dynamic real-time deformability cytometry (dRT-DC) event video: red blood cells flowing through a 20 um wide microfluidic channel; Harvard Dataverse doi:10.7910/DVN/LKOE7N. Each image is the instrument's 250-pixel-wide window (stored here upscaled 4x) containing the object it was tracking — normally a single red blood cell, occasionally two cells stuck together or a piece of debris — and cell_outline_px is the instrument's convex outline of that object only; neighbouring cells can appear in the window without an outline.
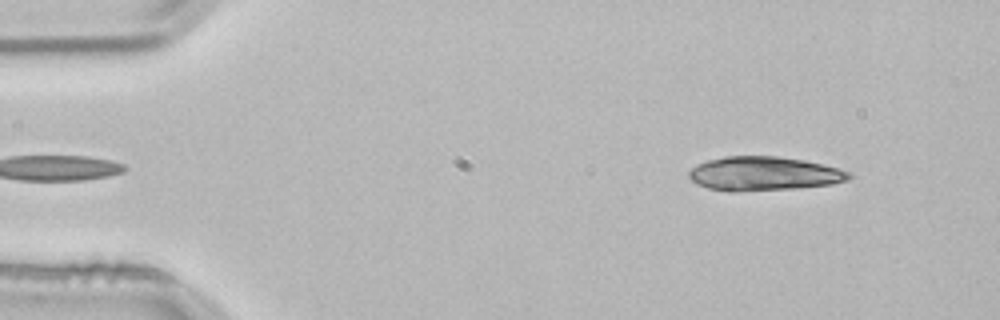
{"species": "common noctule bat (a hibernating species)", "species_latin": "Nyctalus noctula", "temperature_condition": "room temperature", "stored_images_in_passage": 19, "camera_frame_rate_fps": 3000, "um_per_image_px": 0.085, "animal": {"sex": "male", "body_mass_g": 21.5, "forearm_length_mm": 52.0}, "frame": {"image": 1, "passage_image": 1, "time_ms": 0.0, "image_size_px": [1000, 320], "cell_outline_px": [[852, 176], [848, 180], [832, 184], [796, 188], [736, 192], [724, 192], [708, 188], [696, 184], [688, 176], [688, 172], [696, 164], [708, 160], [724, 156], [776, 156], [804, 160], [836, 168], [848, 172]], "centroid_in_image_um": [64.86, 14.77], "position_along_channel_um": 20.1, "area_um2": 31.79}}
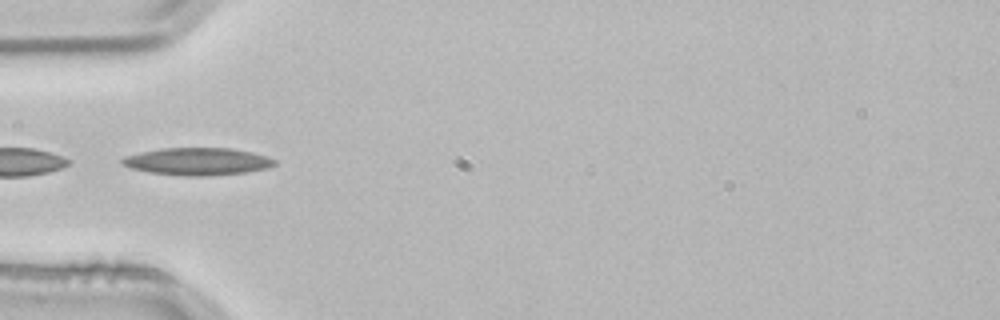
{"frame": {"image": 2, "passage_image": 12, "time_ms": 3.667, "image_size_px": [1000, 320], "cell_outline_px": [[276, 164], [268, 168], [244, 172], [212, 176], [184, 176], [148, 172], [128, 168], [120, 164], [120, 160], [124, 156], [140, 152], [160, 148], [232, 148], [252, 152], [268, 156], [276, 160]], "centroid_in_image_um": [16.75, 13.72], "position_along_channel_um": 68.2, "area_um2": 24.68}}